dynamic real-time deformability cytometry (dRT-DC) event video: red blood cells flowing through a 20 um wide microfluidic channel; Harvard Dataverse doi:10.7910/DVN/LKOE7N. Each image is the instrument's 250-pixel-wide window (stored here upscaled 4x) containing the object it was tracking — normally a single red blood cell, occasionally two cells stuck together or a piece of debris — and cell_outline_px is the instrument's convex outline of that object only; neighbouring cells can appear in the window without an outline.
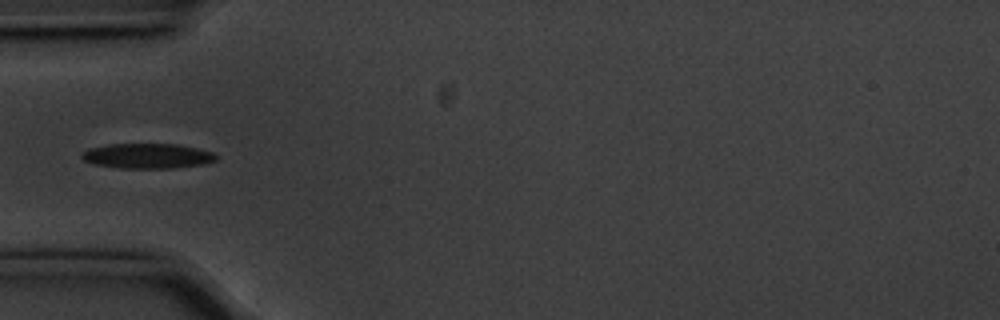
{"species": "common noctule bat (a hibernating species)", "species_latin": "Nyctalus noctula", "temperature_condition": "cold", "stored_images_in_passage": 39, "camera_frame_rate_fps": 3000, "um_per_image_px": 0.085, "animal": {"sex": "male", "body_mass_g": 20.1, "forearm_length_mm": 53.5}, "frame": {"image": 1, "passage_image": 1, "time_ms": 0.0, "image_size_px": [1000, 320], "cell_outline_px": [[216, 160], [204, 164], [172, 168], [120, 168], [96, 164], [84, 160], [80, 156], [88, 148], [108, 144], [176, 144], [196, 148], [212, 152], [216, 156]], "centroid_in_image_um": [12.52, 13.25], "position_along_channel_um": 72.5, "area_um2": 19.42}}
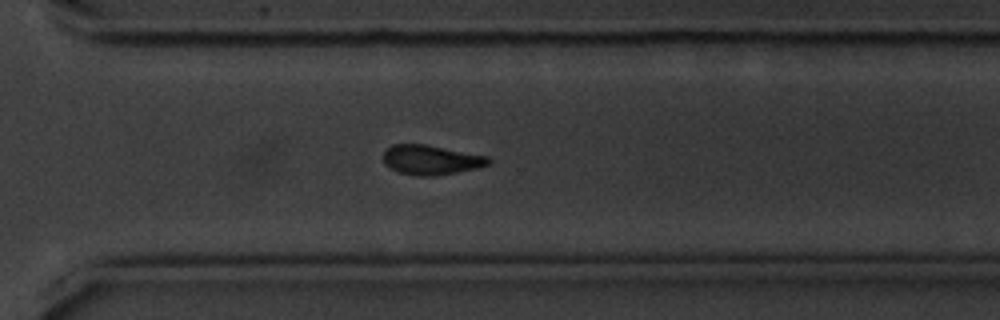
{"frame": {"image": 2, "passage_image": 23, "time_ms": 7.333, "image_size_px": [1000, 320], "cell_outline_px": [[492, 160], [488, 164], [476, 168], [436, 176], [416, 176], [400, 172], [384, 164], [384, 152], [392, 144], [424, 144], [488, 156]], "centroid_in_image_um": [36.64, 13.59], "position_along_channel_um": 334.0, "area_um2": 17.98}}
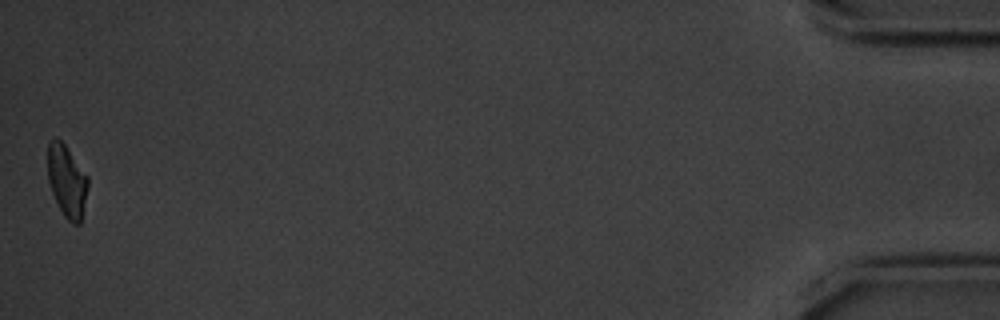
{"frame": {"image": 3, "passage_image": 39, "time_ms": 12.667, "image_size_px": [1000, 320], "cell_outline_px": [[88, 188], [80, 224], [72, 224], [64, 216], [52, 192], [48, 180], [48, 144], [56, 136], [64, 144], [88, 176]], "centroid_in_image_um": [5.69, 15.39], "position_along_channel_um": 429.5, "area_um2": 16.7}}